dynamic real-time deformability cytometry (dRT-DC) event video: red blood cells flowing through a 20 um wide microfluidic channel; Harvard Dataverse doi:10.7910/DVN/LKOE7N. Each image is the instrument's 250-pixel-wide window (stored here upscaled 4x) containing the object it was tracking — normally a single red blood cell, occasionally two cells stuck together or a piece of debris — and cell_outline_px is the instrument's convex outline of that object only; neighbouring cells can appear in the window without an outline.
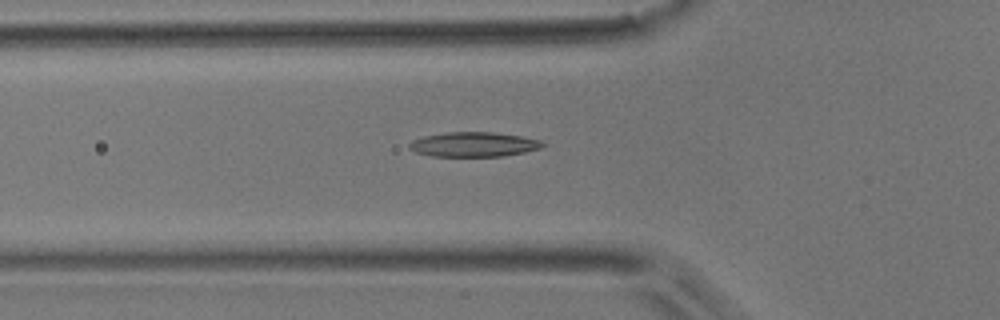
{"species": "common noctule bat (a hibernating species)", "species_latin": "Nyctalus noctula", "temperature_condition": "room temperature", "stored_images_in_passage": 43, "camera_frame_rate_fps": 3000, "um_per_image_px": 0.085, "animal": {"sex": "male", "body_mass_g": 17.9}, "frame": {"image": 1, "passage_image": 10, "time_ms": 3.0, "image_size_px": [1000, 320], "cell_outline_px": [[544, 144], [540, 148], [524, 152], [504, 156], [432, 156], [416, 152], [408, 148], [408, 144], [412, 140], [424, 136], [448, 132], [492, 132], [524, 136], [540, 140]], "centroid_in_image_um": [40.25, 12.27], "position_along_channel_um": 85.5, "area_um2": 19.13}}
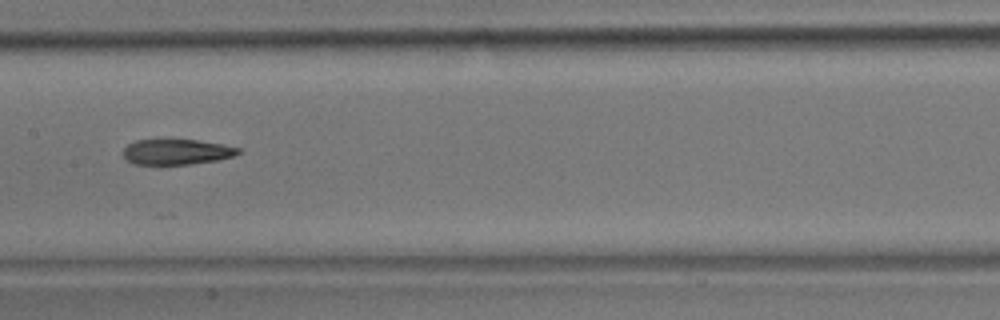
{"frame": {"image": 2, "passage_image": 18, "time_ms": 5.667, "image_size_px": [1000, 320], "cell_outline_px": [[240, 152], [232, 156], [216, 160], [192, 164], [132, 164], [124, 156], [124, 148], [128, 144], [136, 140], [196, 140], [220, 144], [240, 148]], "centroid_in_image_um": [14.99, 12.91], "position_along_channel_um": 192.4, "area_um2": 16.76}}
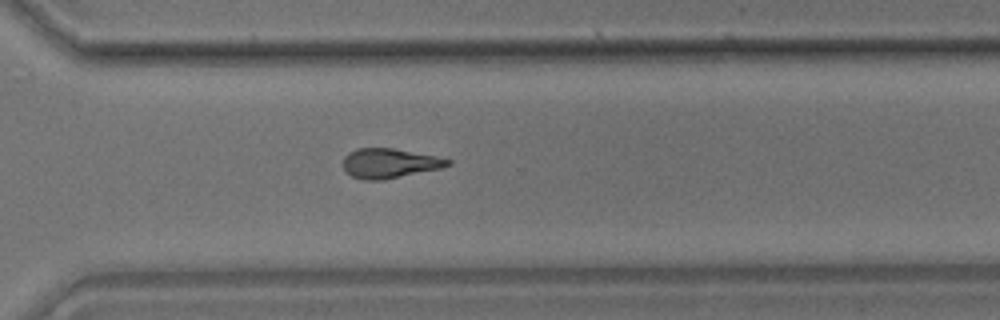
{"frame": {"image": 3, "passage_image": 29, "time_ms": 9.333, "image_size_px": [1000, 320], "cell_outline_px": [[452, 164], [440, 168], [380, 180], [364, 180], [352, 176], [344, 168], [344, 156], [348, 152], [356, 148], [392, 148], [436, 156], [452, 160]], "centroid_in_image_um": [33.09, 13.86], "position_along_channel_um": 337.5, "area_um2": 17.8}, "authors_computed_cell_mechanics": {"area_um2": 18.2648, "velocity_mm_per_s": 3.9739, "shape_relaxation_time_tau1_ms": 8.5354, "shape_relaxation_time_tau2_ms": 7.9801, "deformation_change_tau1": 0.2048, "deformation_change_tau2": 0.2151}}